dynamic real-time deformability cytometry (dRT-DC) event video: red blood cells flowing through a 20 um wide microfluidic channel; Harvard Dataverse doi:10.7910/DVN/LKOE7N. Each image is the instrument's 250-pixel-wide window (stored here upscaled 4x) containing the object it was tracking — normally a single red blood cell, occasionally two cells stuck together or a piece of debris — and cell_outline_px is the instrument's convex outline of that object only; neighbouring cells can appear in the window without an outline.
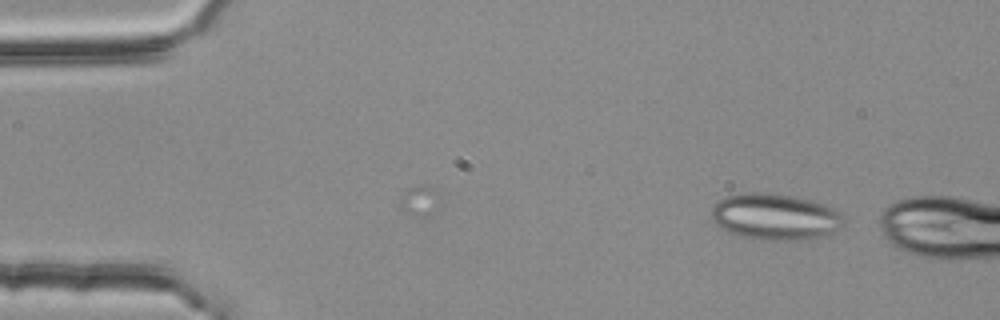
{"species": "common noctule bat (a hibernating species)", "species_latin": "Nyctalus noctula", "temperature_condition": "room temperature", "stored_images_in_passage": 3, "camera_frame_rate_fps": 3000, "um_per_image_px": 0.085, "animal": {"sex": "female", "body_mass_g": 25.1}, "frame": {"image": 1, "passage_image": 1, "time_ms": 0.0, "image_size_px": [1000, 320], "cell_outline_px": [[844, 224], [840, 228], [820, 236], [800, 240], [764, 240], [744, 236], [720, 228], [712, 220], [712, 204], [724, 196], [748, 192], [768, 192], [792, 196], [812, 200], [824, 204], [840, 212], [844, 220]], "centroid_in_image_um": [65.86, 18.4], "position_along_channel_um": 19.1, "area_um2": 35.66}}